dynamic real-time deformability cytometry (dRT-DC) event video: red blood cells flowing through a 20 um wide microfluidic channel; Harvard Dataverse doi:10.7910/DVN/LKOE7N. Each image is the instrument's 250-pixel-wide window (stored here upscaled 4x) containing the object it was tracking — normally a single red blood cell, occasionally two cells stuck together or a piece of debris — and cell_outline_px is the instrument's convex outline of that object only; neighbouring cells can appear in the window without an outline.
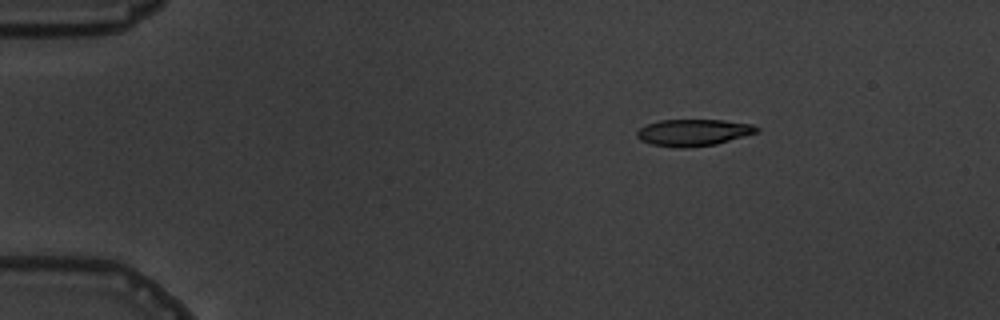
{"species": "common noctule bat (a hibernating species)", "species_latin": "Nyctalus noctula", "temperature_condition": "warm", "stored_images_in_passage": 4, "segment_of_instrument_passage": [1, 2], "camera_frame_rate_fps": 3000, "um_per_image_px": 0.085, "animal": {"sex": "male", "body_mass_g": 19.5, "forearm_length_mm": 54.6}, "frame": {"image": 1, "passage_image": 1, "time_ms": 0.0, "image_size_px": [1000, 320], "cell_outline_px": [[760, 132], [716, 144], [688, 148], [680, 148], [652, 144], [640, 140], [636, 136], [636, 132], [640, 128], [648, 124], [660, 120], [724, 120], [752, 124], [760, 128]], "centroid_in_image_um": [58.97, 11.26], "position_along_channel_um": 26.0, "area_um2": 18.73}}